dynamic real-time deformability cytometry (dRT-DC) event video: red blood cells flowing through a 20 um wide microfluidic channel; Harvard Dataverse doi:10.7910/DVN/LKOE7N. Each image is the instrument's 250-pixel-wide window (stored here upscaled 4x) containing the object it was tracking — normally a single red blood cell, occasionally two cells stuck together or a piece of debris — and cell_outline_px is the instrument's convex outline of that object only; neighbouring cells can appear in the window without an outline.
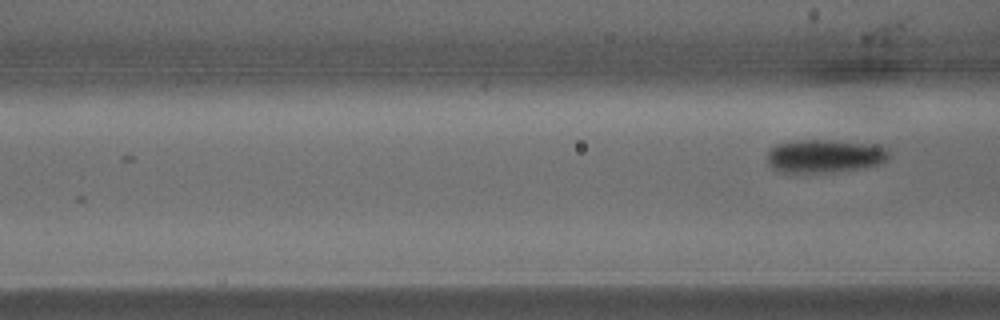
{"species": "common noctule bat (a hibernating species)", "species_latin": "Nyctalus noctula", "temperature_condition": "warm", "stored_images_in_passage": 3, "camera_frame_rate_fps": 3000, "um_per_image_px": 0.085, "animal": {"sex": "male", "body_mass_g": 15.6}, "frame": {"image": 1, "passage_image": 3, "time_ms": 0.667, "image_size_px": [1000, 320], "cell_outline_px": [[892, 156], [888, 160], [880, 164], [864, 168], [832, 172], [788, 176], [772, 168], [768, 164], [768, 152], [776, 144], [796, 140], [836, 140], [880, 144], [888, 148]], "centroid_in_image_um": [70.13, 13.29], "position_along_channel_um": 96.5, "area_um2": 24.91}}